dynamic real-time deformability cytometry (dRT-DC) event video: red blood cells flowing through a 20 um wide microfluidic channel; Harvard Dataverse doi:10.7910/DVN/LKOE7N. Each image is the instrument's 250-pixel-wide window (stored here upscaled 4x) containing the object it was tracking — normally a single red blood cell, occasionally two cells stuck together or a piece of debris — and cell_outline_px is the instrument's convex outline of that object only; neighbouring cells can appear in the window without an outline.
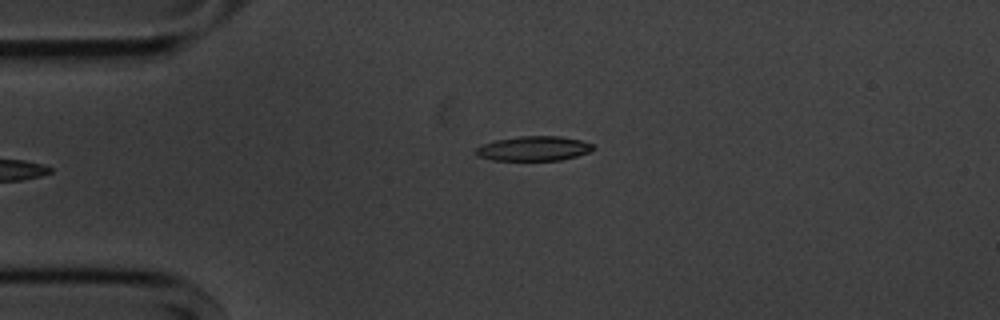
{"species": "common noctule bat (a hibernating species)", "species_latin": "Nyctalus noctula", "temperature_condition": "cold", "stored_images_in_passage": 2, "camera_frame_rate_fps": 3000, "um_per_image_px": 0.085, "animal": {"sex": "male", "body_mass_g": 20.1, "forearm_length_mm": 53.5}, "frame": {"image": 1, "passage_image": 1, "time_ms": 0.0, "image_size_px": [1000, 320], "cell_outline_px": [[596, 148], [588, 152], [576, 156], [560, 160], [492, 160], [476, 156], [476, 148], [484, 144], [496, 140], [520, 136], [560, 136], [580, 140], [592, 144]], "centroid_in_image_um": [45.37, 12.62], "position_along_channel_um": 39.6, "area_um2": 16.7}}